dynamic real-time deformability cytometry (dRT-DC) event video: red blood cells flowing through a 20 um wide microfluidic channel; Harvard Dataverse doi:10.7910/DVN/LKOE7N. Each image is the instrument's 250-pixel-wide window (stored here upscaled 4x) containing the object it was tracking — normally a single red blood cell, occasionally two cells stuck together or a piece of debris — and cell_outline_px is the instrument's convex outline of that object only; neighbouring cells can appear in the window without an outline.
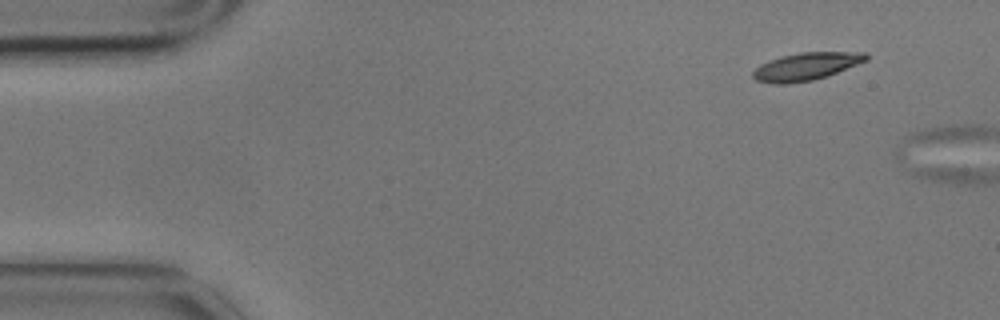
{"species": "common noctule bat (a hibernating species)", "species_latin": "Nyctalus noctula", "temperature_condition": "cold", "stored_images_in_passage": 2, "camera_frame_rate_fps": 3000, "um_per_image_px": 0.085, "animal": {"sex": "male", "body_mass_g": 17.9}, "frame": {"image": 1, "passage_image": 1, "time_ms": 0.0, "image_size_px": [1000, 320], "cell_outline_px": [[868, 60], [828, 76], [812, 80], [788, 84], [776, 84], [756, 80], [752, 76], [752, 72], [760, 64], [768, 60], [800, 52], [868, 52]], "centroid_in_image_um": [68.54, 5.65], "position_along_channel_um": 16.5, "area_um2": 18.26}}